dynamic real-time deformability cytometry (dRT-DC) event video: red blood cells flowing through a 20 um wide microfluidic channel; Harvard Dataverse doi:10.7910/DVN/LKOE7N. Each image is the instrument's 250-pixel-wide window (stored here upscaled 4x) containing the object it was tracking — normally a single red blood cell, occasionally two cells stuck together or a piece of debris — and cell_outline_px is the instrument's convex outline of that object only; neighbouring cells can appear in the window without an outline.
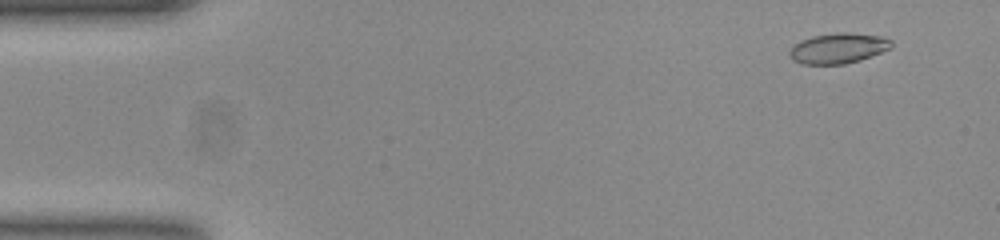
{"species": "common noctule bat (a hibernating species)", "species_latin": "Nyctalus noctula", "temperature_condition": "room temperature", "stored_images_in_passage": 53, "camera_frame_rate_fps": 3000, "um_per_image_px": 0.085, "animal": {"sex": "female", "body_mass_g": 23.0, "forearm_length_mm": 53.4}, "frame": {"image": 1, "passage_image": 4, "time_ms": 1.0, "image_size_px": [1000, 240], "cell_outline_px": [[892, 48], [860, 60], [844, 64], [804, 64], [792, 60], [788, 52], [792, 44], [800, 40], [812, 36], [836, 32], [848, 32], [880, 36], [892, 40]], "centroid_in_image_um": [71.22, 4.09], "position_along_channel_um": 13.8, "area_um2": 18.21}}
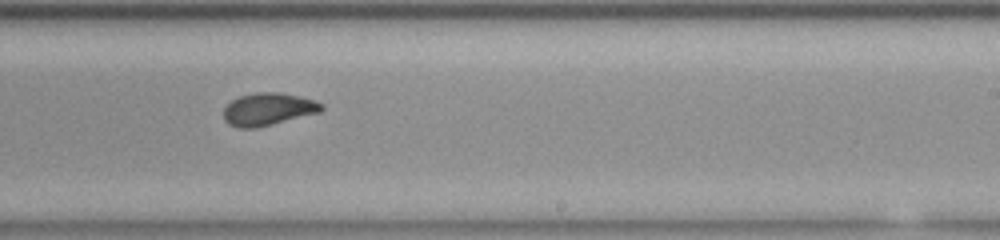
{"frame": {"image": 2, "passage_image": 32, "time_ms": 10.333, "image_size_px": [1000, 240], "cell_outline_px": [[324, 108], [320, 112], [256, 128], [240, 128], [228, 124], [224, 120], [224, 108], [232, 100], [240, 96], [256, 92], [280, 92], [300, 96], [316, 100], [324, 104]], "centroid_in_image_um": [22.81, 9.27], "position_along_channel_um": 266.2, "area_um2": 18.61}}
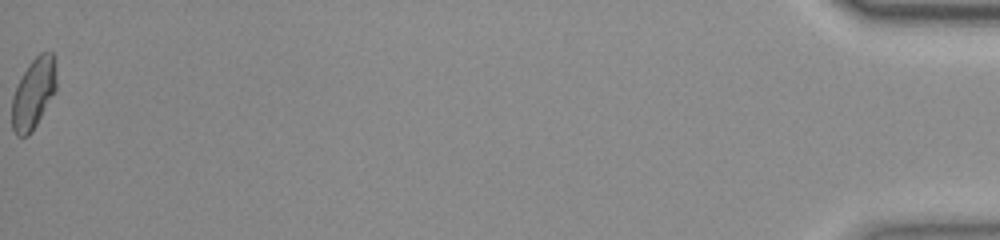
{"frame": {"image": 3, "passage_image": 53, "time_ms": 17.333, "image_size_px": [1000, 240], "cell_outline_px": [[56, 92], [32, 132], [28, 136], [16, 136], [12, 128], [12, 96], [16, 84], [28, 64], [40, 52], [52, 52], [56, 76]], "centroid_in_image_um": [2.83, 7.96], "position_along_channel_um": 432.4, "area_um2": 18.5}, "authors_computed_cell_mechanics": {"area_um2": 18.4382, "velocity_mm_per_s": 3.8938, "shape_relaxation_time_tau1_ms": 4.8537, "shape_relaxation_time_tau2_ms": 2.1787, "deformation_change_tau1": 0.1365, "deformation_change_tau2": 0.0628}}